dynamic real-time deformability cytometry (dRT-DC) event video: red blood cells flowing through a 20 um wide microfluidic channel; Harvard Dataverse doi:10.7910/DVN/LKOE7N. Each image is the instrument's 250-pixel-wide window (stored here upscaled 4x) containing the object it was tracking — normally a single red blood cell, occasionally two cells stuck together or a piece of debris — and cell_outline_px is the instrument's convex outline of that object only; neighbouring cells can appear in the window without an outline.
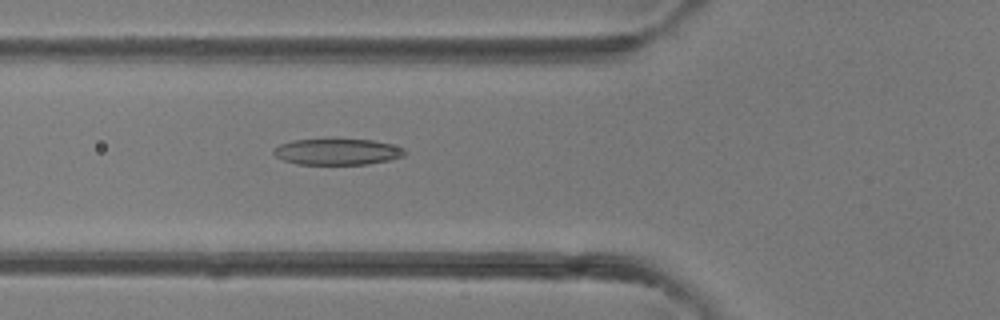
{"species": "common noctule bat (a hibernating species)", "species_latin": "Nyctalus noctula", "temperature_condition": "room temperature", "stored_images_in_passage": 35, "camera_frame_rate_fps": 3000, "um_per_image_px": 0.085, "animal": {"sex": "female"}, "frame": {"image": 1, "passage_image": 9, "time_ms": 2.667, "image_size_px": [1000, 320], "cell_outline_px": [[408, 152], [404, 156], [388, 160], [368, 164], [296, 164], [284, 160], [276, 156], [272, 152], [272, 148], [280, 144], [292, 140], [336, 136], [372, 140], [404, 148]], "centroid_in_image_um": [28.63, 12.85], "position_along_channel_um": 97.2, "area_um2": 20.92}}
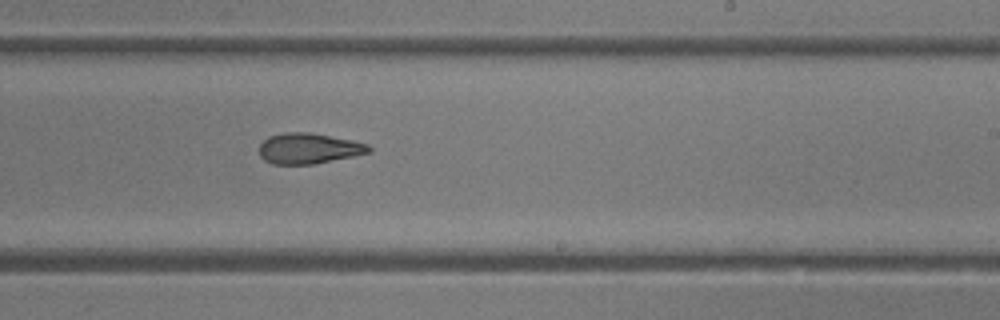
{"frame": {"image": 2, "passage_image": 19, "time_ms": 6.0, "image_size_px": [1000, 320], "cell_outline_px": [[372, 152], [312, 164], [272, 164], [264, 160], [260, 156], [260, 144], [268, 136], [284, 132], [308, 132], [352, 140], [368, 144], [372, 148]], "centroid_in_image_um": [26.23, 12.61], "position_along_channel_um": 262.8, "area_um2": 19.48}}
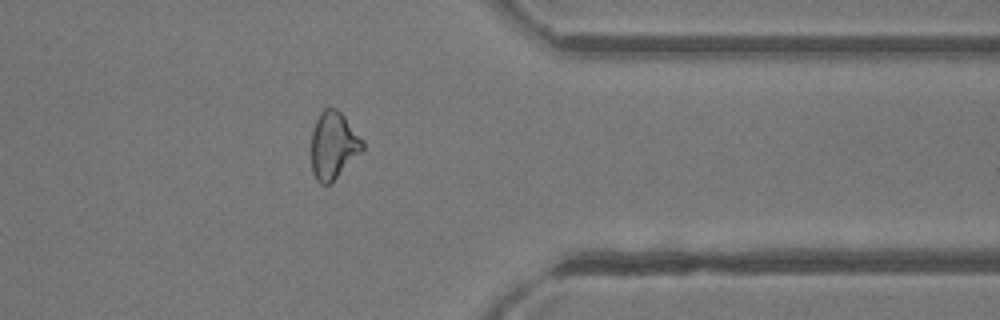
{"frame": {"image": 3, "passage_image": 27, "time_ms": 8.667, "image_size_px": [1000, 320], "cell_outline_px": [[364, 152], [332, 184], [320, 184], [316, 180], [312, 172], [312, 132], [316, 120], [320, 112], [324, 108], [336, 108], [344, 116], [364, 140]], "centroid_in_image_um": [28.38, 12.41], "position_along_channel_um": 383.0, "area_um2": 20.63}}